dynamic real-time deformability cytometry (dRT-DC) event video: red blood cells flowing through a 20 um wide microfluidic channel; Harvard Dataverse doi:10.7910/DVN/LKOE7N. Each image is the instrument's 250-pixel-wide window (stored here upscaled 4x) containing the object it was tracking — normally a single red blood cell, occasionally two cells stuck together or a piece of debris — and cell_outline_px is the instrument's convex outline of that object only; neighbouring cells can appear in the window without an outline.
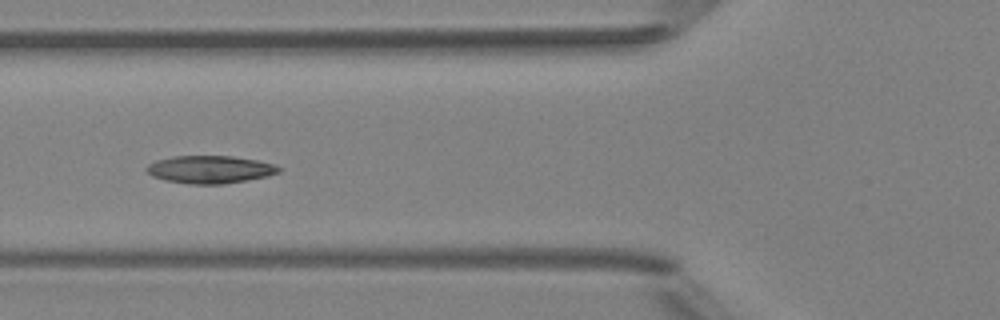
{"species": "Egyptian fruit bat (a non-hibernating species)", "species_latin": "Rousettus aegyptiacus", "temperature_condition": "room temperature", "stored_images_in_passage": 4, "camera_frame_rate_fps": 3000, "um_per_image_px": 0.085, "animal": {"sex": "female"}, "frame": {"image": 1, "passage_image": 4, "time_ms": 3.333, "image_size_px": [1000, 320], "cell_outline_px": [[280, 172], [268, 176], [248, 180], [224, 184], [188, 184], [164, 180], [152, 176], [144, 168], [148, 164], [156, 160], [172, 156], [232, 156], [256, 160], [272, 164], [280, 168]], "centroid_in_image_um": [17.81, 14.41], "position_along_channel_um": 108.0, "area_um2": 21.39}}